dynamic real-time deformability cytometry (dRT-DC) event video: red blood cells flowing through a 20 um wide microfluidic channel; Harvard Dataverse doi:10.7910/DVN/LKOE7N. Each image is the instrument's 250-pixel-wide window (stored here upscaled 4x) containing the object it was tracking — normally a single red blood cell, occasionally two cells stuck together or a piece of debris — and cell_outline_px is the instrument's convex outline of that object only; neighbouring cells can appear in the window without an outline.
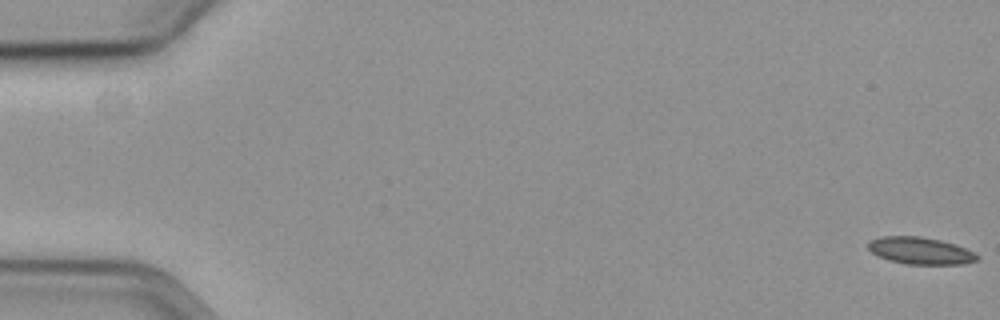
{"species": "common noctule bat (a hibernating species)", "species_latin": "Nyctalus noctula", "temperature_condition": "cold", "stored_images_in_passage": 60, "camera_frame_rate_fps": 3000, "um_per_image_px": 0.085, "animal": {"sex": "female", "body_mass_g": 19.3, "forearm_length_mm": 54.1}, "frame": {"image": 1, "passage_image": 1, "time_ms": 0.0, "image_size_px": [1000, 320], "cell_outline_px": [[980, 256], [976, 260], [964, 264], [908, 264], [888, 260], [872, 252], [868, 248], [868, 240], [880, 236], [920, 236], [940, 240], [956, 244]], "centroid_in_image_um": [78.21, 21.3], "position_along_channel_um": 6.8, "area_um2": 17.11}}
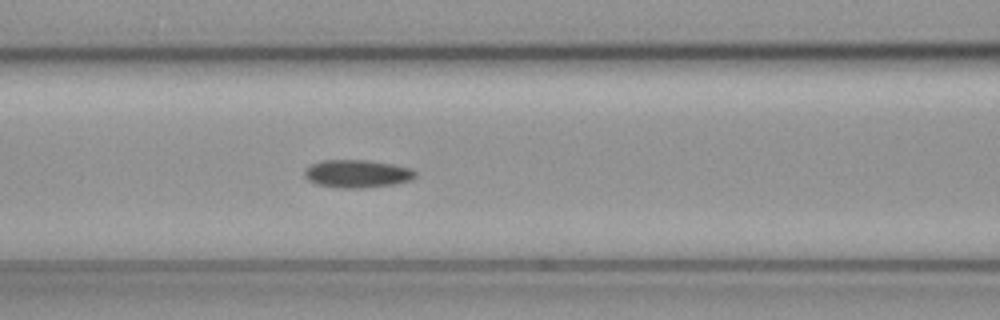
{"frame": {"image": 2, "passage_image": 26, "time_ms": 8.333, "image_size_px": [1000, 320], "cell_outline_px": [[416, 176], [412, 180], [396, 184], [364, 188], [336, 188], [316, 184], [308, 180], [304, 176], [304, 172], [312, 164], [324, 160], [364, 160], [392, 164], [412, 168], [416, 172]], "centroid_in_image_um": [30.39, 14.78], "position_along_channel_um": 136.2, "area_um2": 18.09}}
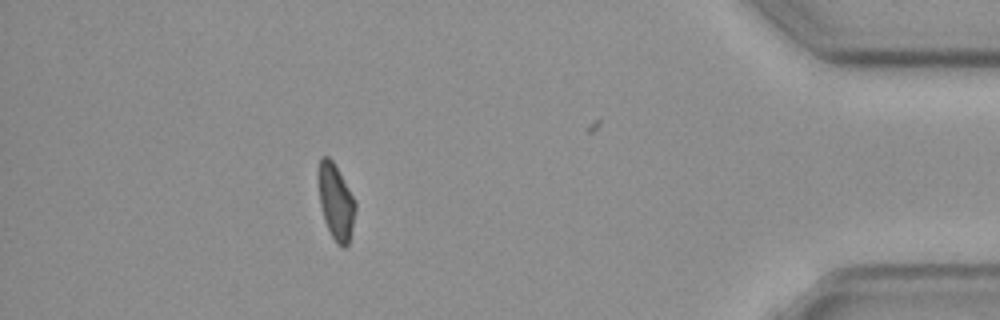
{"frame": {"image": 3, "passage_image": 53, "time_ms": 17.333, "image_size_px": [1000, 320], "cell_outline_px": [[356, 208], [352, 228], [348, 244], [344, 248], [340, 248], [336, 244], [324, 220], [320, 204], [316, 176], [316, 172], [320, 156], [328, 156], [332, 160], [356, 200]], "centroid_in_image_um": [28.52, 17.12], "position_along_channel_um": 406.7, "area_um2": 16.7}, "authors_computed_cell_mechanics": {"area_um2": 17.3978, "velocity_mm_per_s": 3.5799, "shape_relaxation_time_tau1_ms": 6.6031, "shape_relaxation_time_tau2_ms": null, "deformation_change_tau1": 0.1118, "deformation_change_tau2": null}}